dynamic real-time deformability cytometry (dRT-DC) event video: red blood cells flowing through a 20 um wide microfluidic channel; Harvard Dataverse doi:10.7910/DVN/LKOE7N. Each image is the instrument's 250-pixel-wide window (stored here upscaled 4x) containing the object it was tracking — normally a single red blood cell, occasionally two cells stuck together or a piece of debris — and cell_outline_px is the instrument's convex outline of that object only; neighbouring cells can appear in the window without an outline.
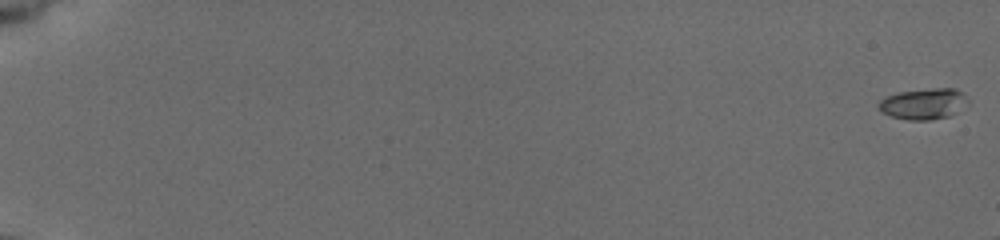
{"species": "common noctule bat (a hibernating species)", "species_latin": "Nyctalus noctula", "temperature_condition": "cold", "stored_images_in_passage": 27, "camera_frame_rate_fps": 3000, "um_per_image_px": 0.085, "animal": {"sex": "female", "body_mass_g": 19.5, "forearm_length_mm": 54.1}, "frame": {"image": 1, "passage_image": 1, "time_ms": 0.0, "image_size_px": [1000, 240], "cell_outline_px": [[968, 100], [956, 112], [948, 116], [928, 120], [908, 120], [892, 116], [880, 112], [876, 104], [880, 100], [888, 96], [900, 92], [932, 88], [956, 88], [964, 92]], "centroid_in_image_um": [78.47, 8.81], "position_along_channel_um": 6.5, "area_um2": 16.01}}
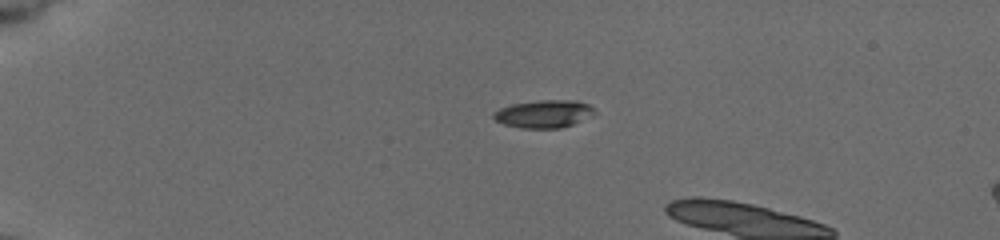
{"frame": {"image": 2, "passage_image": 21, "time_ms": 5.0, "image_size_px": [1000, 240], "cell_outline_px": [[596, 112], [592, 116], [572, 124], [560, 128], [520, 128], [504, 124], [496, 120], [492, 116], [492, 112], [500, 108], [512, 104], [540, 100], [576, 100], [588, 104], [596, 108]], "centroid_in_image_um": [46.25, 9.67], "position_along_channel_um": 38.8, "area_um2": 16.42}}